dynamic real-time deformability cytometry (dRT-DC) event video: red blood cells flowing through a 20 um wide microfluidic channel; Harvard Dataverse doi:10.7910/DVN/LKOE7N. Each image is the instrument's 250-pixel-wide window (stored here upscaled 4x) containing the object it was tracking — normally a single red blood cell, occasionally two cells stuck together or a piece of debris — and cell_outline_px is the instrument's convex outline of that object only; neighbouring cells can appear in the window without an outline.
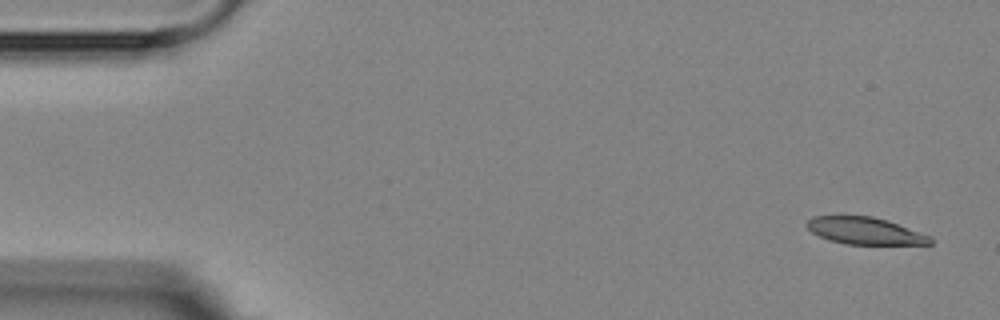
{"species": "Egyptian fruit bat (a non-hibernating species)", "species_latin": "Rousettus aegyptiacus", "temperature_condition": "room temperature", "stored_images_in_passage": 5, "camera_frame_rate_fps": 3000, "um_per_image_px": 0.085, "animal": {"sex": "female"}, "frame": {"image": 1, "passage_image": 1, "time_ms": 0.0, "image_size_px": [1000, 320], "cell_outline_px": [[932, 244], [844, 244], [828, 240], [812, 232], [804, 224], [812, 216], [872, 216], [888, 220], [932, 236]], "centroid_in_image_um": [73.52, 19.62], "position_along_channel_um": 11.5, "area_um2": 19.54}}